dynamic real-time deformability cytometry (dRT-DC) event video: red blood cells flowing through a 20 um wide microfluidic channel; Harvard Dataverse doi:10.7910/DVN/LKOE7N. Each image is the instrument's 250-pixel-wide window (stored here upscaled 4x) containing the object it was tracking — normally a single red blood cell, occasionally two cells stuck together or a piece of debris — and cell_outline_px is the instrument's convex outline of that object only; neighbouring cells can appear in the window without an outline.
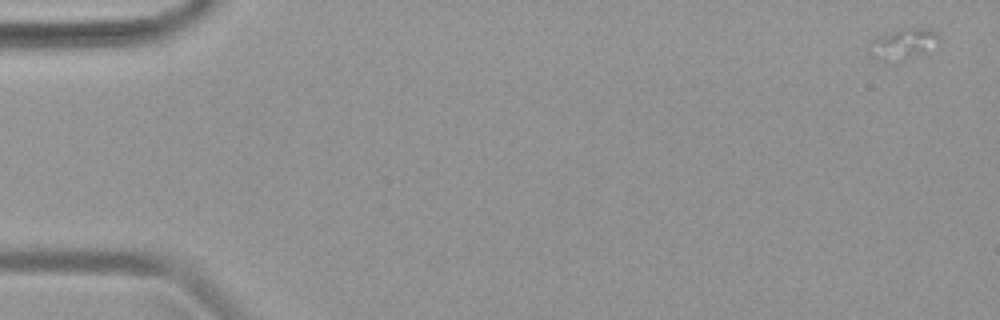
{"species": "common noctule bat (a hibernating species)", "species_latin": "Nyctalus noctula", "temperature_condition": "warm", "stored_images_in_passage": 10, "camera_frame_rate_fps": 3000, "um_per_image_px": 0.085, "animal": {"sex": "female", "body_mass_g": 19.9}, "frame": {"image": 1, "passage_image": 1, "time_ms": 0.0, "image_size_px": [1000, 320], "cell_outline_px": [[940, 40], [920, 52], [904, 60], [884, 60], [868, 52], [868, 48], [872, 40], [876, 36], [904, 28], [932, 28], [940, 36]], "centroid_in_image_um": [76.74, 3.68], "position_along_channel_um": 8.3, "area_um2": 11.91}}